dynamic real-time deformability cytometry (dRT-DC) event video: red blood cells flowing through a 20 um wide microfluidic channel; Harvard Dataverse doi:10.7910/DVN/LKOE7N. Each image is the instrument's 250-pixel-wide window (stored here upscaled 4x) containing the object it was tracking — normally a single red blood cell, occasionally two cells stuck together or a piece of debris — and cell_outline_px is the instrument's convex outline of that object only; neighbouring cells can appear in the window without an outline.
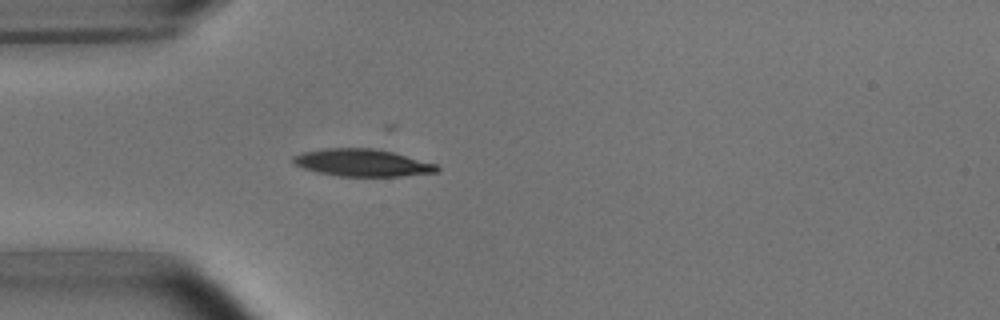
{"species": "common noctule bat (a hibernating species)", "species_latin": "Nyctalus noctula", "temperature_condition": "room temperature", "stored_images_in_passage": 1, "camera_frame_rate_fps": 3000, "um_per_image_px": 0.085, "animal": {"sex": "male", "body_mass_g": 15.6}, "frame": {"image": 1, "passage_image": 1, "time_ms": 0.0, "image_size_px": [1000, 320], "cell_outline_px": [[440, 168], [436, 172], [400, 176], [340, 176], [316, 172], [292, 164], [292, 156], [300, 152], [324, 148], [376, 148], [392, 152], [436, 164]], "centroid_in_image_um": [30.73, 13.82], "position_along_channel_um": 54.3, "area_um2": 22.89}}